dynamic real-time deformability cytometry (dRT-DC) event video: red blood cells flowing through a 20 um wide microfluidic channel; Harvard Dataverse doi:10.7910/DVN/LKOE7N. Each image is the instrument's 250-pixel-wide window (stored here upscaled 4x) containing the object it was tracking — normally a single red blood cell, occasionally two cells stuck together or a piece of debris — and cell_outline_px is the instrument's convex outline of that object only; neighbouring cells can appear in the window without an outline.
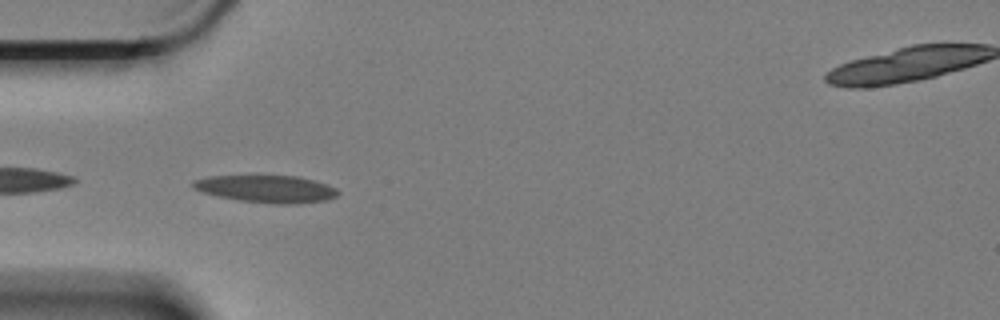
{"species": "Egyptian fruit bat (a non-hibernating species)", "species_latin": "Rousettus aegyptiacus", "temperature_condition": "cold", "stored_images_in_passage": 26, "camera_frame_rate_fps": 3000, "um_per_image_px": 0.085, "animal": {"sex": "female"}, "frame": {"image": 1, "passage_image": 2, "time_ms": 0.333, "image_size_px": [1000, 320], "cell_outline_px": [[340, 192], [336, 196], [328, 200], [296, 204], [276, 204], [240, 200], [220, 196], [204, 192], [192, 188], [192, 180], [208, 176], [296, 176], [328, 184], [336, 188]], "centroid_in_image_um": [22.68, 16.06], "position_along_channel_um": 62.3, "area_um2": 22.95}}
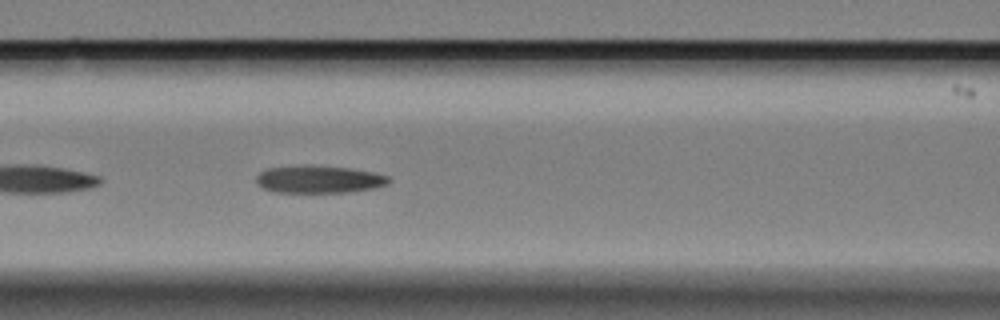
{"frame": {"image": 2, "passage_image": 9, "time_ms": 2.667, "image_size_px": [1000, 320], "cell_outline_px": [[392, 180], [388, 184], [372, 188], [348, 192], [272, 192], [256, 184], [256, 176], [260, 172], [268, 168], [304, 164], [312, 164], [348, 168], [372, 172], [388, 176]], "centroid_in_image_um": [27.07, 15.23], "position_along_channel_um": 139.5, "area_um2": 21.44}}
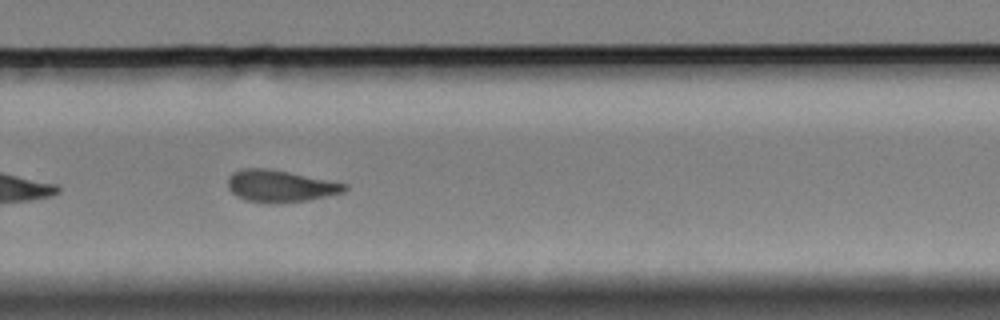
{"frame": {"image": 3, "passage_image": 24, "time_ms": 7.667, "image_size_px": [1000, 320], "cell_outline_px": [[348, 188], [344, 192], [304, 200], [276, 204], [268, 204], [244, 200], [236, 196], [228, 188], [228, 176], [232, 172], [240, 168], [264, 168], [288, 172], [348, 184]], "centroid_in_image_um": [23.75, 15.82], "position_along_channel_um": 306.0, "area_um2": 21.73}}